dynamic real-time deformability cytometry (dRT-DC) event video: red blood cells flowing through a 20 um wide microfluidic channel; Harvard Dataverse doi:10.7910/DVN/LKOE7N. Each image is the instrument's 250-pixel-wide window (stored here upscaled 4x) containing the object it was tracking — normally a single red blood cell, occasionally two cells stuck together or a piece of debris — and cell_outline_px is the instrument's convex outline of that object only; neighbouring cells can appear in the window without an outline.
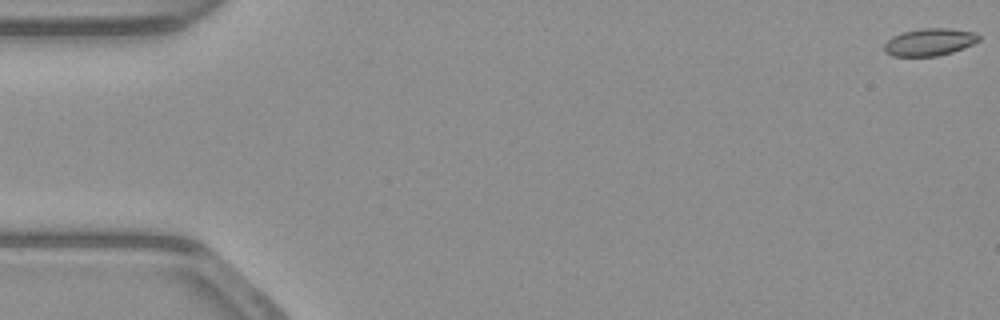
{"species": "common noctule bat (a hibernating species)", "species_latin": "Nyctalus noctula", "temperature_condition": "warm", "stored_images_in_passage": 54, "camera_frame_rate_fps": 3000, "um_per_image_px": 0.085, "animal": {"sex": "male", "body_mass_g": 23.1, "forearm_length_mm": 52.7}, "frame": {"image": 1, "passage_image": 1, "time_ms": 0.0, "image_size_px": [1000, 320], "cell_outline_px": [[980, 40], [964, 48], [952, 52], [936, 56], [892, 56], [884, 52], [884, 44], [892, 36], [904, 32], [920, 28], [948, 28], [976, 32], [980, 36]], "centroid_in_image_um": [79.01, 3.57], "position_along_channel_um": 6.0, "area_um2": 15.14}}
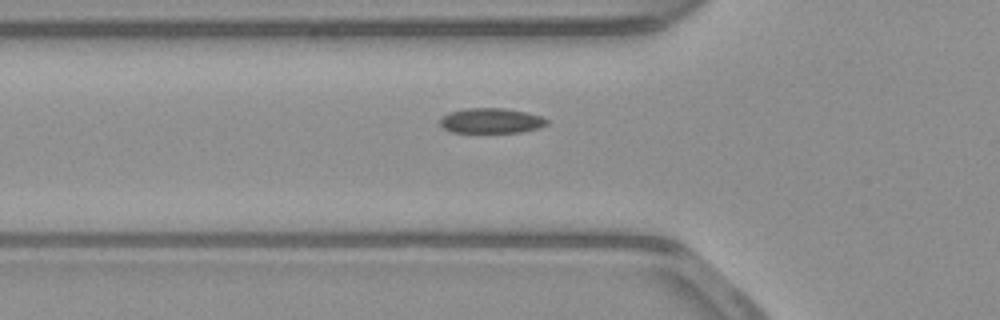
{"frame": {"image": 2, "passage_image": 19, "time_ms": 6.0, "image_size_px": [1000, 320], "cell_outline_px": [[548, 124], [540, 128], [520, 132], [452, 132], [444, 128], [440, 124], [440, 120], [448, 112], [468, 108], [504, 108], [524, 112], [540, 116], [548, 120]], "centroid_in_image_um": [41.76, 10.26], "position_along_channel_um": 84.0, "area_um2": 15.49}}
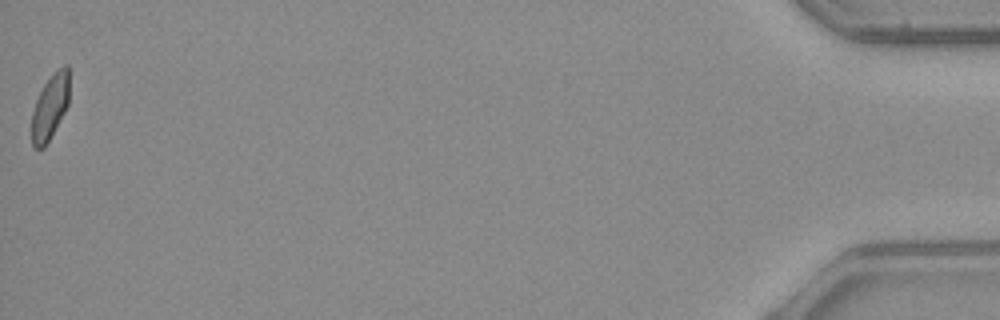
{"frame": {"image": 3, "passage_image": 54, "time_ms": 17.667, "image_size_px": [1000, 320], "cell_outline_px": [[68, 104], [64, 112], [44, 148], [36, 148], [32, 144], [32, 112], [36, 100], [44, 84], [52, 72], [56, 68], [64, 64], [68, 64]], "centroid_in_image_um": [4.25, 9.03], "position_along_channel_um": 430.9, "area_um2": 14.1}, "authors_computed_cell_mechanics": {"area_um2": 15.5193, "velocity_mm_per_s": 3.8942, "shape_relaxation_time_tau1_ms": null, "shape_relaxation_time_tau2_ms": 2.9406, "deformation_change_tau1": null, "deformation_change_tau2": 0.0686}}